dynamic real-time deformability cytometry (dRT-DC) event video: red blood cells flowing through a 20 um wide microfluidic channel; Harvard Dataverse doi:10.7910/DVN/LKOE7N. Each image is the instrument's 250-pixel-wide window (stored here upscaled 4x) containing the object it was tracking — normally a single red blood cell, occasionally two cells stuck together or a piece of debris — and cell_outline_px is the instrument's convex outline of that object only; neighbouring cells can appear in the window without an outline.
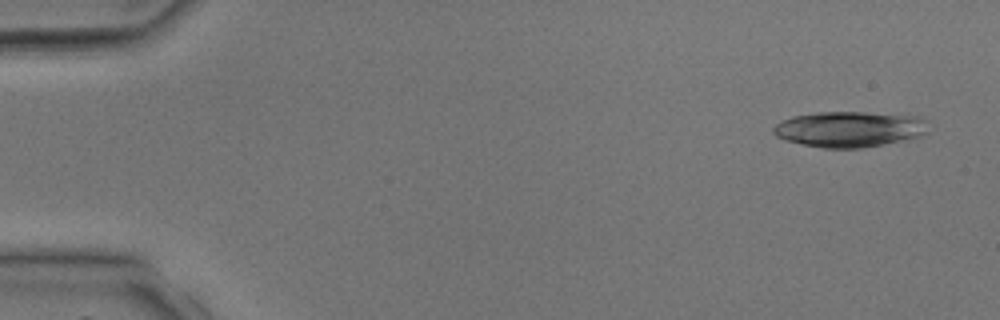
{"species": "common noctule bat (a hibernating species)", "species_latin": "Nyctalus noctula", "temperature_condition": "room temperature", "stored_images_in_passage": 4, "camera_frame_rate_fps": 3000, "um_per_image_px": 0.085, "animal": {"sex": "male", "body_mass_g": 17.9, "forearm_length_mm": 54.2}, "frame": {"image": 1, "passage_image": 1, "time_ms": 0.0, "image_size_px": [1000, 320], "cell_outline_px": [[928, 132], [924, 136], [908, 140], [860, 148], [824, 148], [784, 140], [776, 136], [772, 132], [772, 128], [780, 120], [792, 116], [816, 112], [864, 112], [924, 116], [928, 120]], "centroid_in_image_um": [72.27, 10.97], "position_along_channel_um": 12.7, "area_um2": 32.89}}
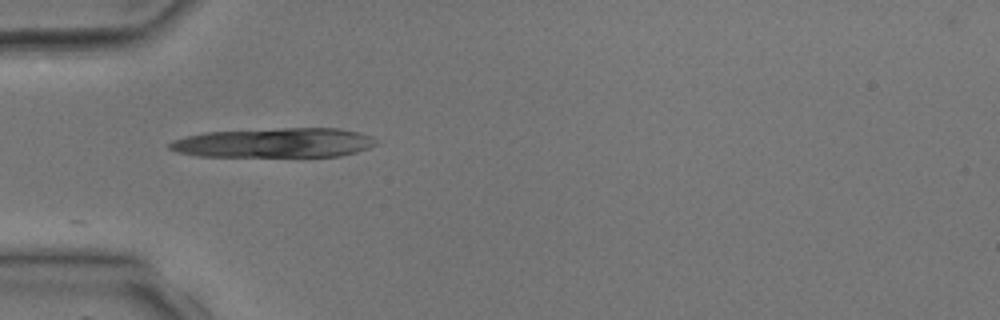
{"frame": {"image": 2, "passage_image": 4, "time_ms": 3.333, "image_size_px": [1000, 320], "cell_outline_px": [[376, 144], [368, 148], [356, 152], [340, 156], [196, 156], [176, 152], [168, 148], [168, 144], [172, 140], [204, 132], [280, 128], [340, 128], [360, 132], [372, 136], [376, 140]], "centroid_in_image_um": [23.32, 12.13], "position_along_channel_um": 61.7, "area_um2": 35.66}}